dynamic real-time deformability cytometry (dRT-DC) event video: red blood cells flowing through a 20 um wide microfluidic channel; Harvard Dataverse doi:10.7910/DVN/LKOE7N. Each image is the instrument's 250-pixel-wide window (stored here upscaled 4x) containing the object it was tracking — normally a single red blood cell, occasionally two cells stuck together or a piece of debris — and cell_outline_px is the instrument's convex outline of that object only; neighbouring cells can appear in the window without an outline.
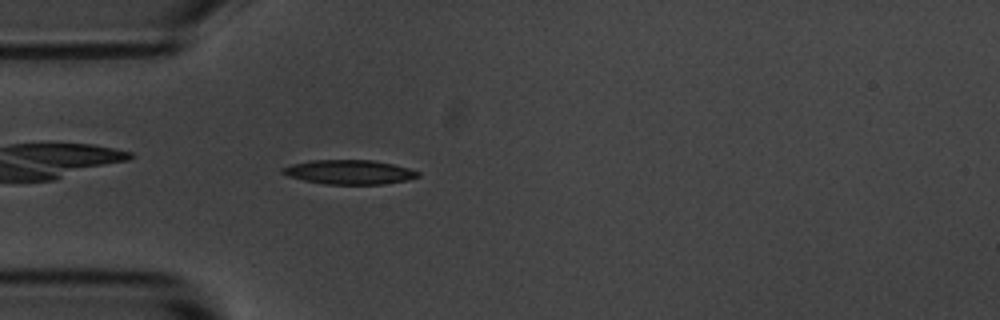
{"species": "common noctule bat (a hibernating species)", "species_latin": "Nyctalus noctula", "temperature_condition": "room temperature", "stored_images_in_passage": 41, "camera_frame_rate_fps": 3000, "um_per_image_px": 0.085, "animal": {"sex": "male", "body_mass_g": 20.1, "forearm_length_mm": 53.5}, "frame": {"image": 1, "passage_image": 2, "time_ms": 0.333, "image_size_px": [1000, 320], "cell_outline_px": [[420, 176], [408, 180], [380, 184], [324, 184], [304, 180], [288, 176], [280, 172], [280, 168], [292, 164], [308, 160], [372, 160], [392, 164], [408, 168], [420, 172]], "centroid_in_image_um": [29.66, 14.62], "position_along_channel_um": 55.3, "area_um2": 19.19}}
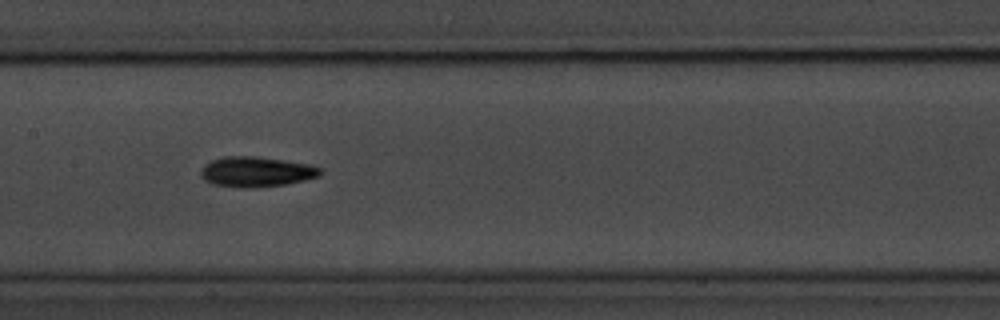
{"frame": {"image": 2, "passage_image": 13, "time_ms": 4.0, "image_size_px": [1000, 320], "cell_outline_px": [[324, 172], [320, 176], [288, 184], [256, 188], [248, 188], [212, 184], [204, 180], [200, 176], [200, 172], [204, 164], [212, 160], [224, 156], [256, 156], [312, 164], [320, 168]], "centroid_in_image_um": [21.81, 14.6], "position_along_channel_um": 185.6, "area_um2": 21.33}}
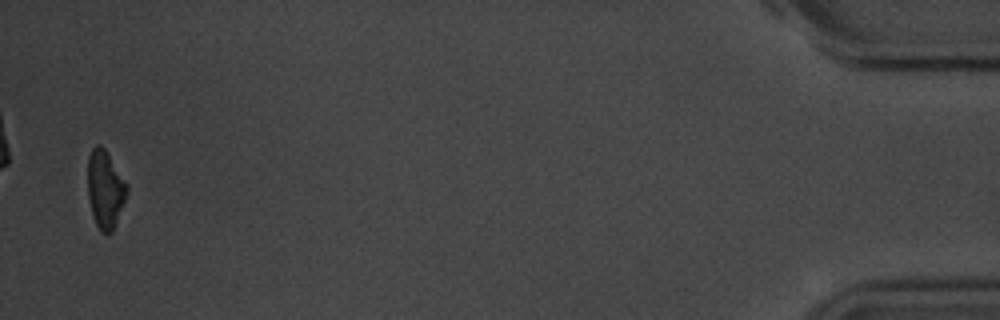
{"frame": {"image": 3, "passage_image": 40, "time_ms": 13.0, "image_size_px": [1000, 320], "cell_outline_px": [[128, 192], [112, 232], [104, 232], [96, 224], [92, 216], [88, 196], [88, 156], [92, 148], [96, 144], [100, 144], [104, 148], [128, 184]], "centroid_in_image_um": [8.94, 16.05], "position_along_channel_um": 426.3, "area_um2": 17.63}, "authors_computed_cell_mechanics": {"area_um2": 19.074, "velocity_mm_per_s": 3.6709, "shape_relaxation_time_tau1_ms": 3.045, "shape_relaxation_time_tau2_ms": null, "deformation_change_tau1": 0.1258, "deformation_change_tau2": null}}